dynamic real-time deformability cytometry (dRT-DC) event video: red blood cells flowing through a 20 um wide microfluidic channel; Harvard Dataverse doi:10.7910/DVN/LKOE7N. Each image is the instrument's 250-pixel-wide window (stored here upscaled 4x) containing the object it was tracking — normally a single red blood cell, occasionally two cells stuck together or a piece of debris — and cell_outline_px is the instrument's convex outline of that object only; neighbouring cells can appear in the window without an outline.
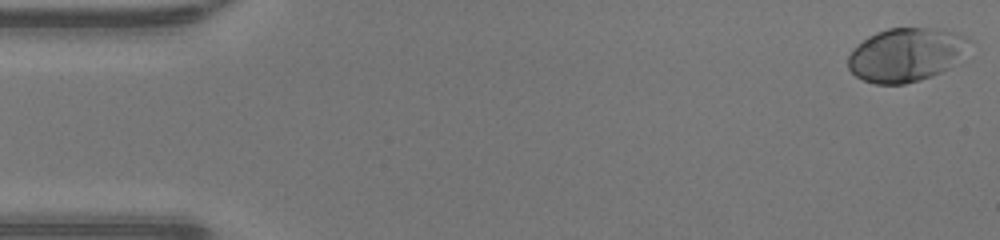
{"species": "human", "species_latin": "Homo sapiens", "temperature_condition": "warm", "stored_images_in_passage": 48, "camera_frame_rate_fps": 3000, "um_per_image_px": 0.085, "donor": {"sex": "male"}, "frame": {"image": 1, "passage_image": 1, "time_ms": 0.0, "image_size_px": [1000, 240], "cell_outline_px": [[972, 40], [948, 68], [932, 76], [920, 80], [904, 84], [876, 84], [864, 80], [856, 76], [848, 68], [848, 56], [868, 36], [876, 32], [888, 28], [940, 28], [956, 32], [968, 36]], "centroid_in_image_um": [77.0, 4.64], "position_along_channel_um": 8.0, "area_um2": 37.45}}
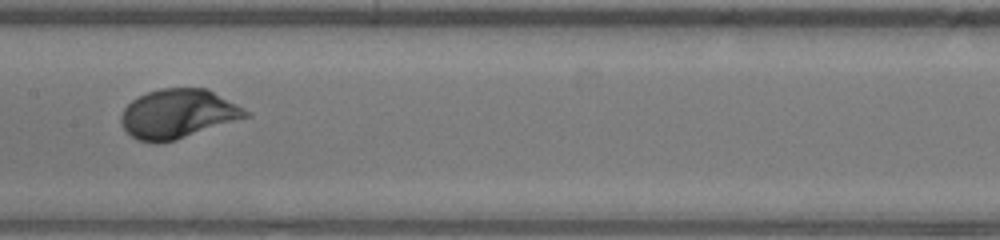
{"frame": {"image": 2, "passage_image": 24, "time_ms": 7.667, "image_size_px": [1000, 240], "cell_outline_px": [[252, 116], [176, 140], [156, 144], [152, 144], [136, 140], [124, 128], [120, 120], [120, 116], [124, 108], [132, 100], [148, 92], [160, 88], [208, 88], [252, 112]], "centroid_in_image_um": [15.16, 9.69], "position_along_channel_um": 192.2, "area_um2": 36.13}}
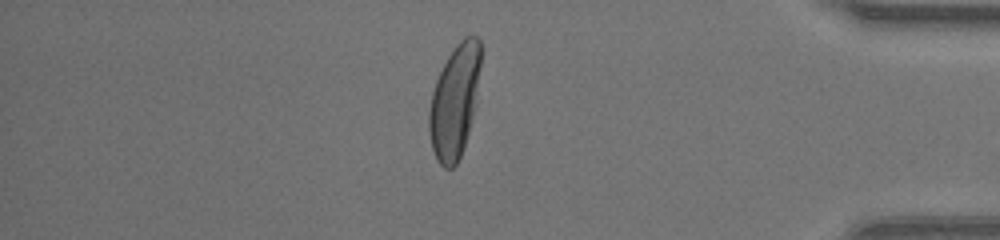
{"frame": {"image": 3, "passage_image": 41, "time_ms": 13.333, "image_size_px": [1000, 240], "cell_outline_px": [[480, 64], [476, 104], [468, 132], [460, 156], [456, 164], [452, 168], [444, 168], [436, 160], [432, 148], [428, 132], [428, 112], [432, 92], [436, 80], [448, 56], [456, 44], [464, 36], [476, 36], [480, 40]], "centroid_in_image_um": [38.62, 8.62], "position_along_channel_um": 396.6, "area_um2": 33.93}, "authors_computed_cell_mechanics": {"area_um2": 34.969, "velocity_mm_per_s": 4.2688, "shape_relaxation_time_tau1_ms": 2.2991, "shape_relaxation_time_tau2_ms": null, "deformation_change_tau1": 0.1633, "deformation_change_tau2": null}}